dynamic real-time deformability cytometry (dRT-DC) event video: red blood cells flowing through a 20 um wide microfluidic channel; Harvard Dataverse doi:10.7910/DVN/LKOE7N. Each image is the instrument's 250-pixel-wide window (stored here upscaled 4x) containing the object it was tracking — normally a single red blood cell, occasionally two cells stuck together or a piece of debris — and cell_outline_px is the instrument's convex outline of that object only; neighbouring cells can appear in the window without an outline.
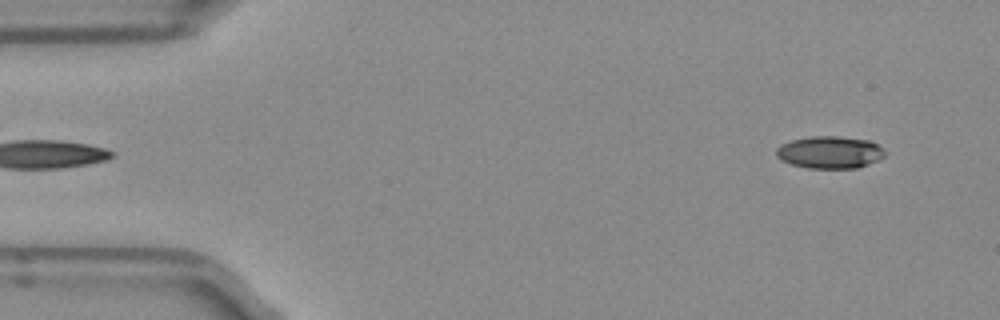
{"species": "Egyptian fruit bat (a non-hibernating species)", "species_latin": "Rousettus aegyptiacus", "temperature_condition": "room temperature", "stored_images_in_passage": 50, "camera_frame_rate_fps": 3000, "um_per_image_px": 0.085, "frame": {"image": 1, "passage_image": 3, "time_ms": 0.667, "image_size_px": [1000, 320], "cell_outline_px": [[884, 156], [880, 160], [856, 168], [808, 168], [792, 164], [776, 156], [776, 148], [780, 144], [792, 140], [808, 136], [840, 136], [872, 140], [884, 148]], "centroid_in_image_um": [70.57, 12.93], "position_along_channel_um": 14.4, "area_um2": 20.63}}
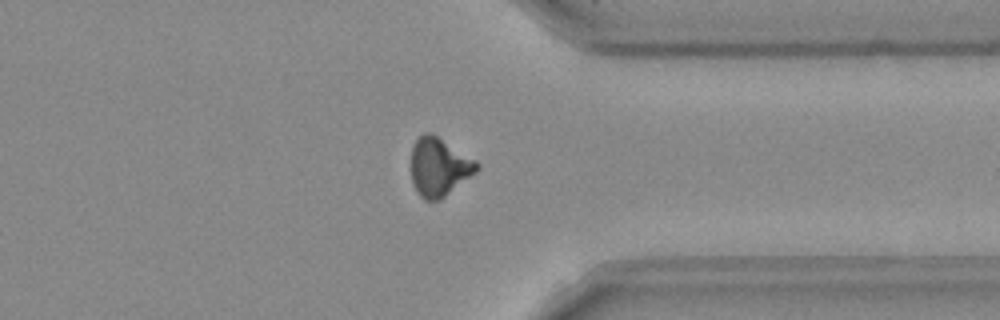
{"frame": {"image": 2, "passage_image": 38, "time_ms": 12.333, "image_size_px": [1000, 320], "cell_outline_px": [[480, 168], [476, 172], [440, 200], [424, 200], [420, 196], [412, 180], [412, 148], [416, 140], [424, 132], [432, 132], [476, 160], [480, 164]], "centroid_in_image_um": [37.34, 14.17], "position_along_channel_um": 374.1, "area_um2": 22.25}}
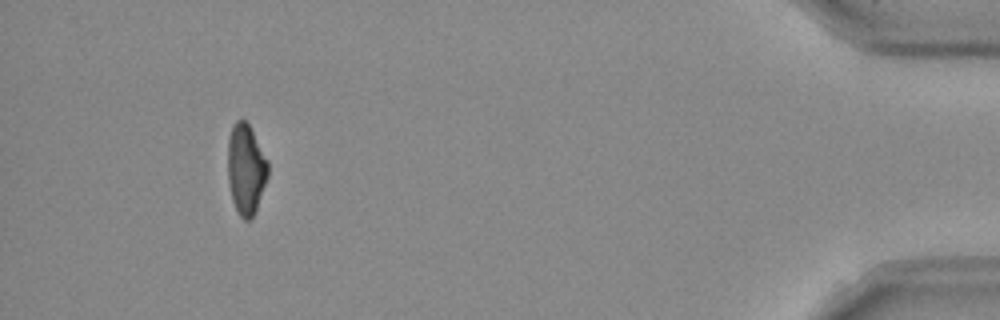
{"frame": {"image": 3, "passage_image": 46, "time_ms": 15.0, "image_size_px": [1000, 320], "cell_outline_px": [[268, 176], [256, 208], [252, 216], [248, 220], [244, 220], [240, 216], [232, 200], [228, 180], [228, 140], [232, 128], [236, 120], [244, 120], [248, 124], [268, 160]], "centroid_in_image_um": [20.9, 14.38], "position_along_channel_um": 414.3, "area_um2": 20.81}, "authors_computed_cell_mechanics": {"area_um2": 21.5305, "velocity_mm_per_s": 3.9763, "shape_relaxation_time_tau1_ms": 5.5929, "shape_relaxation_time_tau2_ms": 5.5338, "deformation_change_tau1": 0.1795, "deformation_change_tau2": 0.1377}}